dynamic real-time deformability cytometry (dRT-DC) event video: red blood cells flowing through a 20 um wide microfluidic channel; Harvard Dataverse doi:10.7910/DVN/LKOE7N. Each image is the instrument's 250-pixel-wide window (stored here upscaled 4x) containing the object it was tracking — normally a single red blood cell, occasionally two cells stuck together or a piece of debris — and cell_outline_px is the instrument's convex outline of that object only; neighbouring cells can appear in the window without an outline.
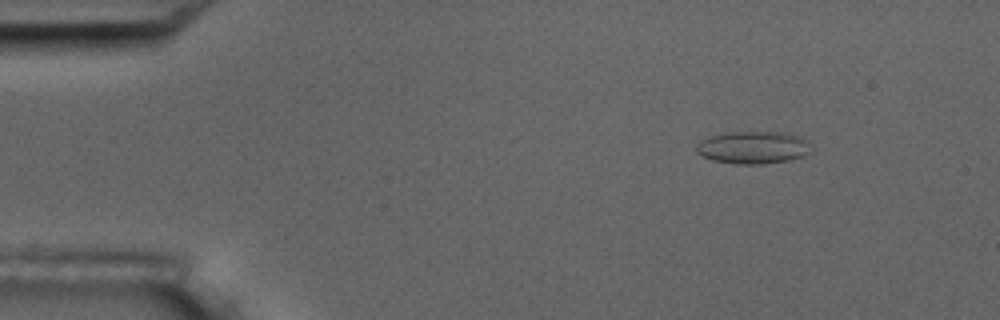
{"species": "common noctule bat (a hibernating species)", "species_latin": "Nyctalus noctula", "temperature_condition": "room temperature", "stored_images_in_passage": 5, "segment_of_instrument_passage": [1, 2], "camera_frame_rate_fps": 3000, "um_per_image_px": 0.085, "animal": {"sex": "male", "body_mass_g": 17.5, "forearm_length_mm": 52.3}, "frame": {"image": 1, "passage_image": 2, "time_ms": 2.0, "image_size_px": [1000, 320], "cell_outline_px": [[812, 152], [804, 156], [788, 160], [764, 164], [736, 164], [712, 160], [700, 156], [696, 152], [696, 144], [700, 140], [708, 136], [724, 132], [784, 132], [800, 136], [808, 140]], "centroid_in_image_um": [64.0, 12.53], "position_along_channel_um": 21.0, "area_um2": 22.2}}